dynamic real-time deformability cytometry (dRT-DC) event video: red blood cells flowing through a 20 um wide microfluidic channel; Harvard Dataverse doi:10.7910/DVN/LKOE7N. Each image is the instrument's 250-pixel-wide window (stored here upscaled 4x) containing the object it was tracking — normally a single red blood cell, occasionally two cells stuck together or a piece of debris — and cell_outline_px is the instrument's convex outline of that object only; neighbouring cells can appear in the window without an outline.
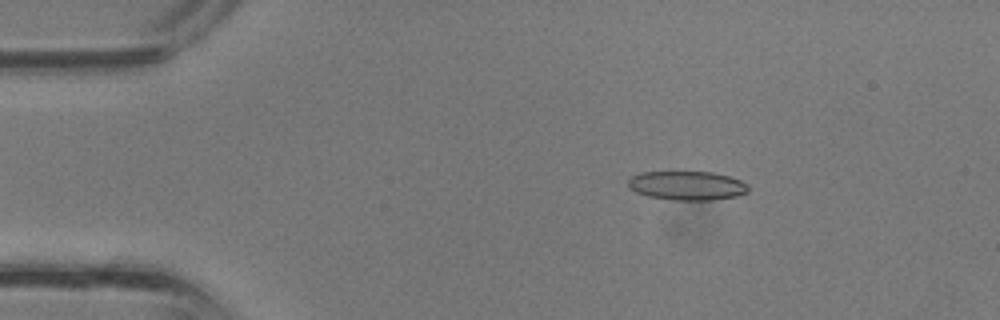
{"species": "common noctule bat (a hibernating species)", "species_latin": "Nyctalus noctula", "temperature_condition": "room temperature", "stored_images_in_passage": 12, "camera_frame_rate_fps": 3000, "um_per_image_px": 0.085, "animal": {"sex": "male", "body_mass_g": 13.3}, "frame": {"image": 1, "passage_image": 4, "time_ms": 1.0, "image_size_px": [1000, 320], "cell_outline_px": [[748, 192], [736, 196], [712, 200], [672, 200], [648, 196], [636, 192], [628, 188], [628, 180], [632, 176], [640, 172], [712, 172], [728, 176], [740, 180], [748, 184]], "centroid_in_image_um": [58.38, 15.78], "position_along_channel_um": 26.6, "area_um2": 20.35}}
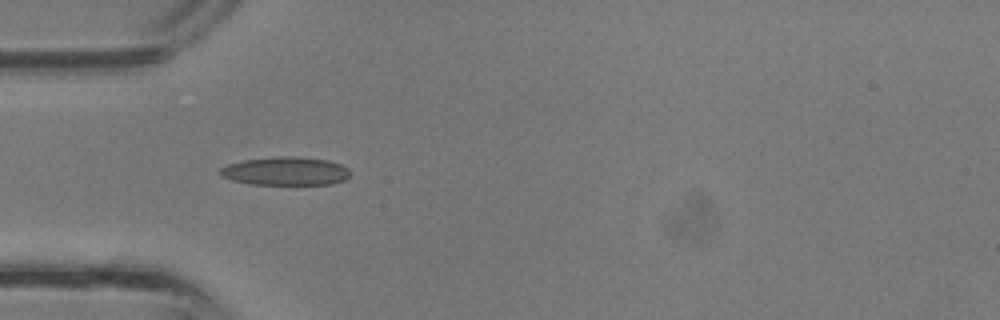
{"frame": {"image": 2, "passage_image": 9, "time_ms": 2.667, "image_size_px": [1000, 320], "cell_outline_px": [[352, 172], [344, 180], [332, 184], [252, 184], [232, 180], [220, 176], [220, 168], [228, 164], [244, 160], [280, 156], [292, 156], [328, 160], [340, 164], [348, 168]], "centroid_in_image_um": [24.28, 14.54], "position_along_channel_um": 60.7, "area_um2": 21.44}}
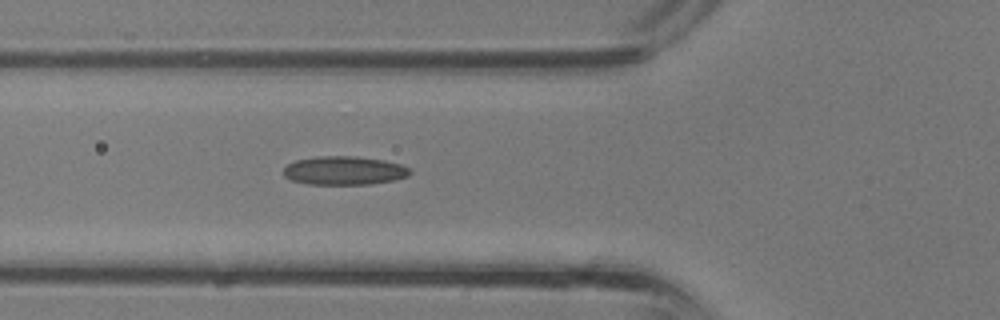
{"frame": {"image": 3, "passage_image": 11, "time_ms": 3.333, "image_size_px": [1000, 320], "cell_outline_px": [[412, 172], [408, 176], [392, 180], [372, 184], [308, 184], [292, 180], [284, 176], [284, 168], [288, 164], [296, 160], [316, 156], [356, 156], [384, 160], [400, 164], [408, 168]], "centroid_in_image_um": [29.25, 14.49], "position_along_channel_um": 96.6, "area_um2": 21.04}}